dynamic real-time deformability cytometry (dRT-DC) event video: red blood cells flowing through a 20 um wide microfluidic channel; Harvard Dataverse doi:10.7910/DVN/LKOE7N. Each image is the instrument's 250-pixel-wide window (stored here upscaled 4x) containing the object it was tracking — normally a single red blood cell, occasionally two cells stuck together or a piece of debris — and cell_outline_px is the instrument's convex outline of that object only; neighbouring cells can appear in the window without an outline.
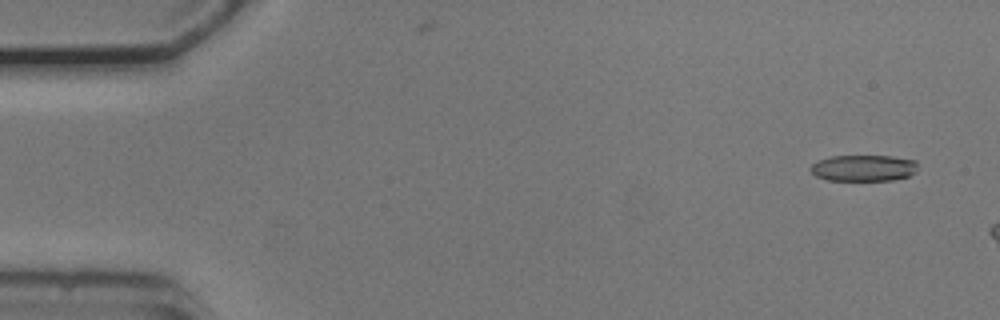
{"species": "common noctule bat (a hibernating species)", "species_latin": "Nyctalus noctula", "temperature_condition": "cold", "stored_images_in_passage": 12, "camera_frame_rate_fps": 3000, "um_per_image_px": 0.085, "animal": {"sex": "male", "body_mass_g": 20.5, "forearm_length_mm": 52.5}, "frame": {"image": 1, "passage_image": 3, "time_ms": 0.667, "image_size_px": [1000, 320], "cell_outline_px": [[916, 172], [908, 176], [892, 180], [828, 180], [816, 176], [808, 168], [816, 160], [832, 156], [892, 156], [916, 160]], "centroid_in_image_um": [73.38, 14.27], "position_along_channel_um": 11.6, "area_um2": 16.47}}